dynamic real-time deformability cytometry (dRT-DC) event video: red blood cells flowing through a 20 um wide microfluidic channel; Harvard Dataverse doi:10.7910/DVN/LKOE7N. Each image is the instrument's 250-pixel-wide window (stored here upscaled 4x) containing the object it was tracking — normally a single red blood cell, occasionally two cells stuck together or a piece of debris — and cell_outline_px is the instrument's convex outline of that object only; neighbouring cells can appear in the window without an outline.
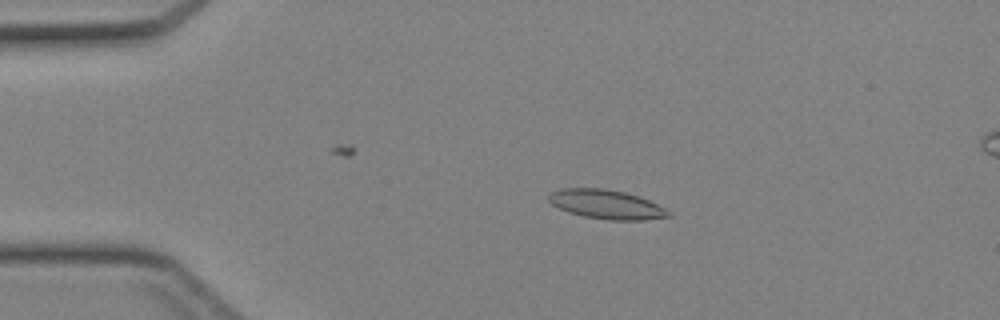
{"species": "Egyptian fruit bat (a non-hibernating species)", "species_latin": "Rousettus aegyptiacus", "temperature_condition": "cold", "stored_images_in_passage": 41, "camera_frame_rate_fps": 3000, "um_per_image_px": 0.085, "animal": {"sex": "female"}, "frame": {"image": 1, "passage_image": 9, "time_ms": 2.667, "image_size_px": [1000, 320], "cell_outline_px": [[672, 216], [644, 220], [612, 220], [584, 216], [568, 212], [552, 204], [548, 200], [548, 192], [560, 188], [604, 188], [624, 192], [648, 200], [672, 212]], "centroid_in_image_um": [51.52, 17.36], "position_along_channel_um": 33.5, "area_um2": 20.29}}
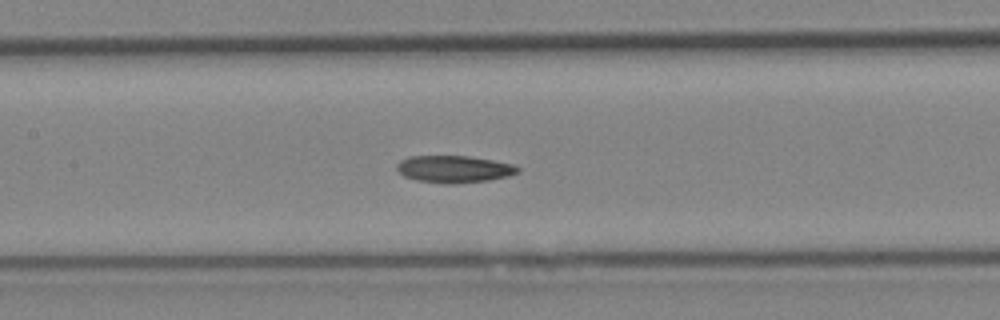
{"frame": {"image": 2, "passage_image": 21, "time_ms": 6.667, "image_size_px": [1000, 320], "cell_outline_px": [[520, 172], [508, 176], [488, 180], [452, 184], [444, 184], [416, 180], [404, 176], [396, 168], [396, 164], [400, 160], [408, 156], [468, 156], [492, 160], [512, 164], [520, 168]], "centroid_in_image_um": [38.58, 14.37], "position_along_channel_um": 168.8, "area_um2": 19.13}}
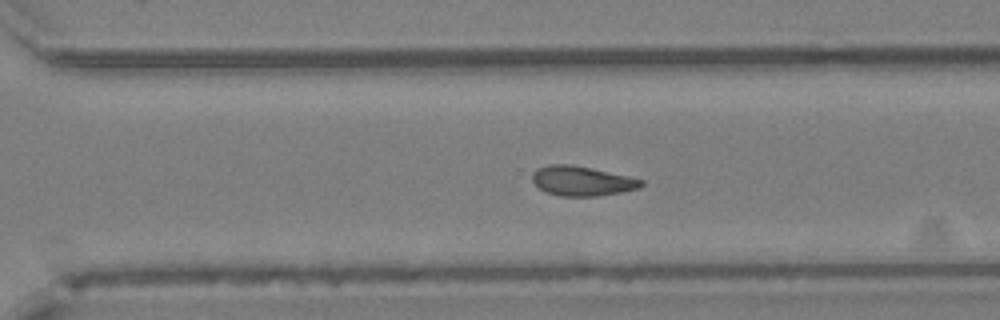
{"frame": {"image": 3, "passage_image": 31, "time_ms": 10.0, "image_size_px": [1000, 320], "cell_outline_px": [[644, 184], [640, 188], [620, 192], [596, 196], [560, 196], [544, 192], [532, 180], [532, 172], [536, 168], [548, 164], [572, 164], [592, 168], [628, 176], [644, 180]], "centroid_in_image_um": [49.44, 15.37], "position_along_channel_um": 321.2, "area_um2": 18.96}}